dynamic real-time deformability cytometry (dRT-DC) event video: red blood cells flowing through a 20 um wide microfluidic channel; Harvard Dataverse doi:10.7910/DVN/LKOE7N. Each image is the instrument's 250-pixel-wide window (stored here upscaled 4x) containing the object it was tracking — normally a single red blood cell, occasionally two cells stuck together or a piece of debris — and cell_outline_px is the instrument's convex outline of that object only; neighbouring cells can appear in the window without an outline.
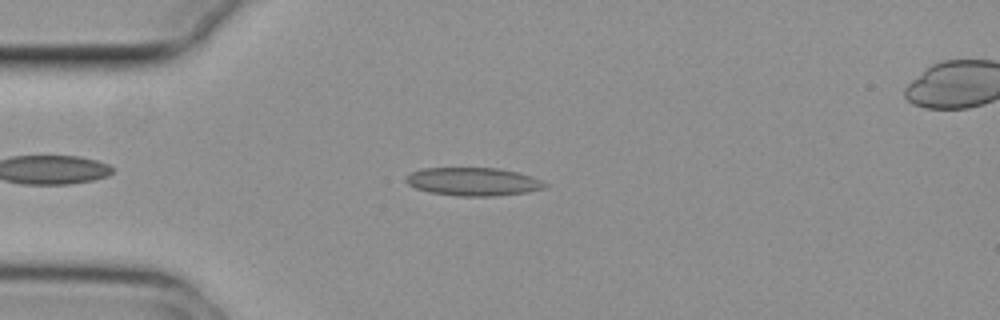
{"species": "common noctule bat (a hibernating species)", "species_latin": "Nyctalus noctula", "temperature_condition": "cold", "stored_images_in_passage": 32, "camera_frame_rate_fps": 3000, "um_per_image_px": 0.085, "animal": {"sex": "female", "body_mass_g": 29.2, "forearm_length_mm": 56.3}, "frame": {"image": 1, "passage_image": 4, "time_ms": 1.0, "image_size_px": [1000, 320], "cell_outline_px": [[548, 184], [544, 188], [528, 192], [496, 196], [456, 196], [428, 192], [416, 188], [408, 184], [404, 180], [404, 176], [420, 168], [496, 168], [516, 172], [532, 176]], "centroid_in_image_um": [40.18, 15.44], "position_along_channel_um": 44.8, "area_um2": 22.95}}
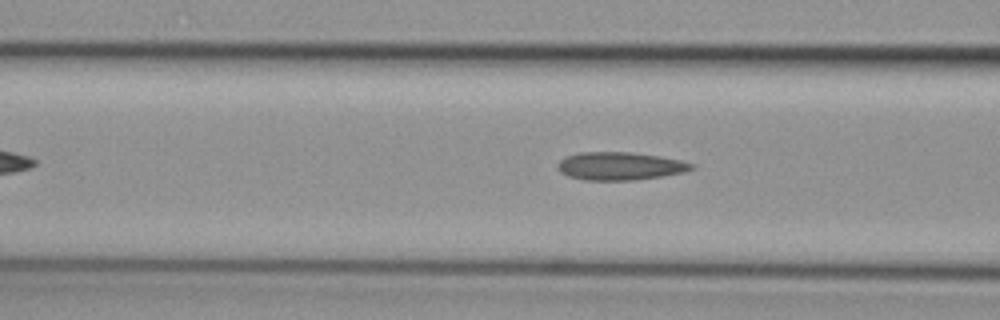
{"frame": {"image": 2, "passage_image": 11, "time_ms": 3.333, "image_size_px": [1000, 320], "cell_outline_px": [[696, 168], [684, 172], [636, 180], [584, 180], [568, 176], [560, 172], [556, 168], [556, 164], [564, 156], [580, 152], [632, 152], [660, 156], [680, 160], [696, 164]], "centroid_in_image_um": [52.68, 14.11], "position_along_channel_um": 113.9, "area_um2": 22.08}}
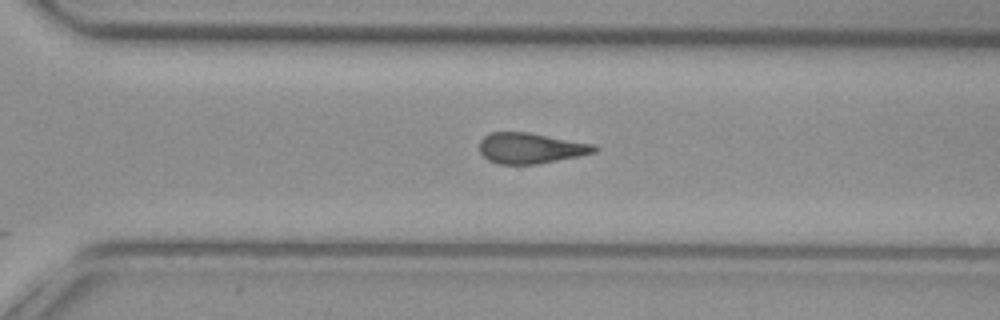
{"frame": {"image": 3, "passage_image": 28, "time_ms": 9.0, "image_size_px": [1000, 320], "cell_outline_px": [[600, 148], [596, 152], [540, 164], [496, 164], [488, 160], [480, 152], [480, 140], [488, 132], [528, 132], [596, 144]], "centroid_in_image_um": [45.12, 12.59], "position_along_channel_um": 325.5, "area_um2": 20.75}, "authors_computed_cell_mechanics": {"area_um2": 21.2126, "velocity_mm_per_s": 3.7408, "shape_relaxation_time_tau1_ms": null, "shape_relaxation_time_tau2_ms": 7.1167, "deformation_change_tau1": null, "deformation_change_tau2": 0.1577}}